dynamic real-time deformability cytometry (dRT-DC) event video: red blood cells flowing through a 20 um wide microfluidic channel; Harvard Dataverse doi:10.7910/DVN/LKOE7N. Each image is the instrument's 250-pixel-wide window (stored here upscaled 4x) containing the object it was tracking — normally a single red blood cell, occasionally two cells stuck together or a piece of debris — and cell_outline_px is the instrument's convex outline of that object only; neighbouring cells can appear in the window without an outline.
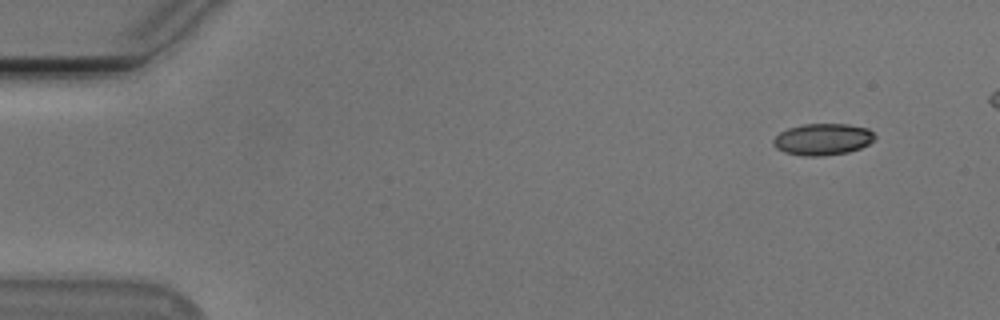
{"species": "Egyptian fruit bat (a non-hibernating species)", "species_latin": "Rousettus aegyptiacus", "temperature_condition": "cold", "stored_images_in_passage": 9, "camera_frame_rate_fps": 3000, "um_per_image_px": 0.085, "animal": {"sex": "male"}, "frame": {"image": 1, "passage_image": 1, "time_ms": 0.0, "image_size_px": [1000, 320], "cell_outline_px": [[876, 136], [868, 144], [860, 148], [848, 152], [820, 156], [804, 156], [784, 152], [776, 148], [772, 144], [772, 140], [780, 132], [788, 128], [804, 124], [848, 124], [868, 128]], "centroid_in_image_um": [69.91, 11.84], "position_along_channel_um": 15.1, "area_um2": 18.67}}